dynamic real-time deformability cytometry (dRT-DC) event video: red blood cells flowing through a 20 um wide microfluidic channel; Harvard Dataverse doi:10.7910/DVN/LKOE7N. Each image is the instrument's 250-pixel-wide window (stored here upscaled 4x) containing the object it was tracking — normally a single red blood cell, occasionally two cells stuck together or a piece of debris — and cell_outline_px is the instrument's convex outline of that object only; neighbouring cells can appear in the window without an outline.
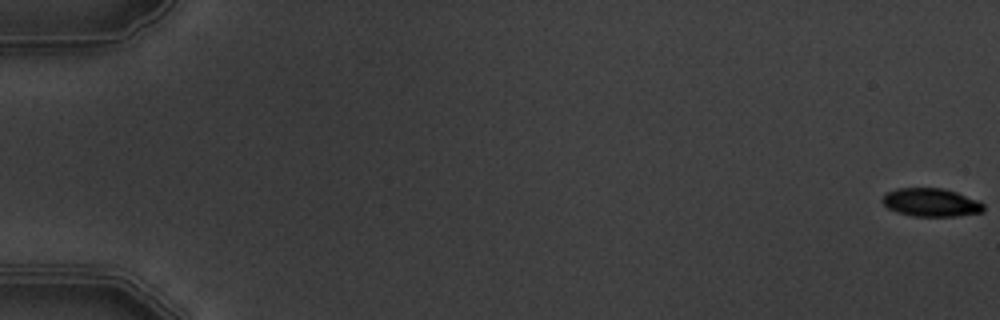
{"species": "common noctule bat (a hibernating species)", "species_latin": "Nyctalus noctula", "temperature_condition": "warm", "stored_images_in_passage": 9, "camera_frame_rate_fps": 3000, "um_per_image_px": 0.085, "animal": {"sex": "male", "body_mass_g": 19.5, "forearm_length_mm": 54.6}, "frame": {"image": 1, "passage_image": 1, "time_ms": 0.0, "image_size_px": [1000, 320], "cell_outline_px": [[984, 212], [956, 216], [912, 216], [896, 212], [888, 208], [880, 200], [888, 192], [896, 188], [944, 188], [956, 192], [976, 200], [984, 204]], "centroid_in_image_um": [79.12, 17.21], "position_along_channel_um": 5.9, "area_um2": 16.65}}
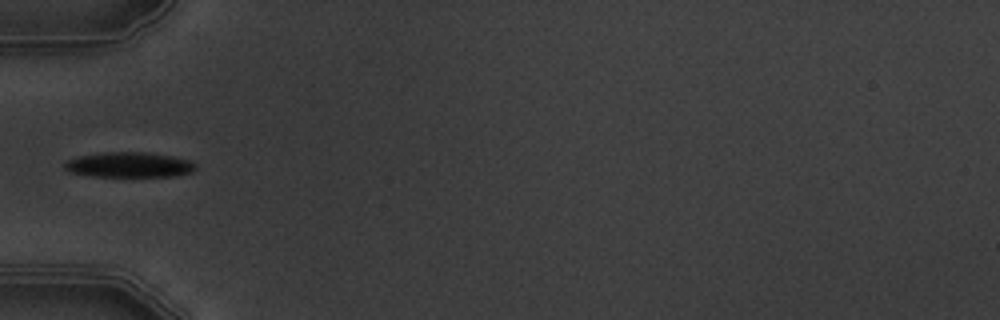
{"frame": {"image": 2, "passage_image": 6, "time_ms": 6.667, "image_size_px": [1000, 320], "cell_outline_px": [[196, 168], [192, 172], [176, 176], [96, 176], [72, 172], [64, 168], [64, 164], [68, 160], [80, 156], [104, 152], [144, 152], [172, 156], [188, 160], [196, 164]], "centroid_in_image_um": [11.02, 14.0], "position_along_channel_um": 74.0, "area_um2": 18.96}}